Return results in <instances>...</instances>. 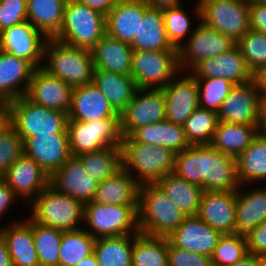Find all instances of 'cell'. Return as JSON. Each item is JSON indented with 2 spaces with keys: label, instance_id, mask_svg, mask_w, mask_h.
<instances>
[{
  "label": "cell",
  "instance_id": "cell-1",
  "mask_svg": "<svg viewBox=\"0 0 266 266\" xmlns=\"http://www.w3.org/2000/svg\"><path fill=\"white\" fill-rule=\"evenodd\" d=\"M186 215L156 183L139 185V233L152 237H168L184 221Z\"/></svg>",
  "mask_w": 266,
  "mask_h": 266
},
{
  "label": "cell",
  "instance_id": "cell-2",
  "mask_svg": "<svg viewBox=\"0 0 266 266\" xmlns=\"http://www.w3.org/2000/svg\"><path fill=\"white\" fill-rule=\"evenodd\" d=\"M121 150L123 168L131 176L136 174L133 177L139 184L156 183L174 172L175 153L169 148L136 142L125 136L121 137Z\"/></svg>",
  "mask_w": 266,
  "mask_h": 266
},
{
  "label": "cell",
  "instance_id": "cell-3",
  "mask_svg": "<svg viewBox=\"0 0 266 266\" xmlns=\"http://www.w3.org/2000/svg\"><path fill=\"white\" fill-rule=\"evenodd\" d=\"M44 59L48 64H43V68L72 88L93 83L95 68L91 50L50 38L44 46Z\"/></svg>",
  "mask_w": 266,
  "mask_h": 266
},
{
  "label": "cell",
  "instance_id": "cell-4",
  "mask_svg": "<svg viewBox=\"0 0 266 266\" xmlns=\"http://www.w3.org/2000/svg\"><path fill=\"white\" fill-rule=\"evenodd\" d=\"M30 218L62 231H74L83 221L84 204L50 184L32 201Z\"/></svg>",
  "mask_w": 266,
  "mask_h": 266
},
{
  "label": "cell",
  "instance_id": "cell-5",
  "mask_svg": "<svg viewBox=\"0 0 266 266\" xmlns=\"http://www.w3.org/2000/svg\"><path fill=\"white\" fill-rule=\"evenodd\" d=\"M106 34V16L74 0H67L63 23L54 37L71 46L91 50Z\"/></svg>",
  "mask_w": 266,
  "mask_h": 266
},
{
  "label": "cell",
  "instance_id": "cell-6",
  "mask_svg": "<svg viewBox=\"0 0 266 266\" xmlns=\"http://www.w3.org/2000/svg\"><path fill=\"white\" fill-rule=\"evenodd\" d=\"M12 126L23 139L45 134H68V114L48 109L26 96L11 101Z\"/></svg>",
  "mask_w": 266,
  "mask_h": 266
},
{
  "label": "cell",
  "instance_id": "cell-7",
  "mask_svg": "<svg viewBox=\"0 0 266 266\" xmlns=\"http://www.w3.org/2000/svg\"><path fill=\"white\" fill-rule=\"evenodd\" d=\"M92 237L138 234V206L105 205L90 201L84 204L83 222Z\"/></svg>",
  "mask_w": 266,
  "mask_h": 266
},
{
  "label": "cell",
  "instance_id": "cell-8",
  "mask_svg": "<svg viewBox=\"0 0 266 266\" xmlns=\"http://www.w3.org/2000/svg\"><path fill=\"white\" fill-rule=\"evenodd\" d=\"M67 133L71 156H80L106 147L121 148L119 118L86 122L68 120Z\"/></svg>",
  "mask_w": 266,
  "mask_h": 266
},
{
  "label": "cell",
  "instance_id": "cell-9",
  "mask_svg": "<svg viewBox=\"0 0 266 266\" xmlns=\"http://www.w3.org/2000/svg\"><path fill=\"white\" fill-rule=\"evenodd\" d=\"M178 50L132 53L131 77L141 89H163L178 73Z\"/></svg>",
  "mask_w": 266,
  "mask_h": 266
},
{
  "label": "cell",
  "instance_id": "cell-10",
  "mask_svg": "<svg viewBox=\"0 0 266 266\" xmlns=\"http://www.w3.org/2000/svg\"><path fill=\"white\" fill-rule=\"evenodd\" d=\"M194 9L195 16L199 19V25L190 31L186 42H183L178 49L180 71H183V68L191 70L200 61L228 52L236 46V41L230 36L206 26L200 20L199 2Z\"/></svg>",
  "mask_w": 266,
  "mask_h": 266
},
{
  "label": "cell",
  "instance_id": "cell-11",
  "mask_svg": "<svg viewBox=\"0 0 266 266\" xmlns=\"http://www.w3.org/2000/svg\"><path fill=\"white\" fill-rule=\"evenodd\" d=\"M200 20L234 41L250 30L249 0H199Z\"/></svg>",
  "mask_w": 266,
  "mask_h": 266
},
{
  "label": "cell",
  "instance_id": "cell-12",
  "mask_svg": "<svg viewBox=\"0 0 266 266\" xmlns=\"http://www.w3.org/2000/svg\"><path fill=\"white\" fill-rule=\"evenodd\" d=\"M164 120L166 104L162 89L138 88L131 102L119 114L121 137L130 136L139 127Z\"/></svg>",
  "mask_w": 266,
  "mask_h": 266
},
{
  "label": "cell",
  "instance_id": "cell-13",
  "mask_svg": "<svg viewBox=\"0 0 266 266\" xmlns=\"http://www.w3.org/2000/svg\"><path fill=\"white\" fill-rule=\"evenodd\" d=\"M28 20L0 32V50L43 67L44 46L47 38ZM44 38V39H43Z\"/></svg>",
  "mask_w": 266,
  "mask_h": 266
},
{
  "label": "cell",
  "instance_id": "cell-14",
  "mask_svg": "<svg viewBox=\"0 0 266 266\" xmlns=\"http://www.w3.org/2000/svg\"><path fill=\"white\" fill-rule=\"evenodd\" d=\"M73 88L43 67L34 70L26 97L37 105L68 114Z\"/></svg>",
  "mask_w": 266,
  "mask_h": 266
},
{
  "label": "cell",
  "instance_id": "cell-15",
  "mask_svg": "<svg viewBox=\"0 0 266 266\" xmlns=\"http://www.w3.org/2000/svg\"><path fill=\"white\" fill-rule=\"evenodd\" d=\"M196 79L224 78L233 84L253 80V74L237 46L230 51L204 59L191 69Z\"/></svg>",
  "mask_w": 266,
  "mask_h": 266
},
{
  "label": "cell",
  "instance_id": "cell-16",
  "mask_svg": "<svg viewBox=\"0 0 266 266\" xmlns=\"http://www.w3.org/2000/svg\"><path fill=\"white\" fill-rule=\"evenodd\" d=\"M259 97L254 80L235 84L217 112L219 122L256 125Z\"/></svg>",
  "mask_w": 266,
  "mask_h": 266
},
{
  "label": "cell",
  "instance_id": "cell-17",
  "mask_svg": "<svg viewBox=\"0 0 266 266\" xmlns=\"http://www.w3.org/2000/svg\"><path fill=\"white\" fill-rule=\"evenodd\" d=\"M166 104V120L184 125L189 116L199 107L196 78L190 74L173 78L163 89Z\"/></svg>",
  "mask_w": 266,
  "mask_h": 266
},
{
  "label": "cell",
  "instance_id": "cell-18",
  "mask_svg": "<svg viewBox=\"0 0 266 266\" xmlns=\"http://www.w3.org/2000/svg\"><path fill=\"white\" fill-rule=\"evenodd\" d=\"M99 182L84 170L77 156L67 161L50 176V185L57 191L86 204L93 200Z\"/></svg>",
  "mask_w": 266,
  "mask_h": 266
},
{
  "label": "cell",
  "instance_id": "cell-19",
  "mask_svg": "<svg viewBox=\"0 0 266 266\" xmlns=\"http://www.w3.org/2000/svg\"><path fill=\"white\" fill-rule=\"evenodd\" d=\"M24 155L33 159L51 176L71 156L68 134H45L23 141Z\"/></svg>",
  "mask_w": 266,
  "mask_h": 266
},
{
  "label": "cell",
  "instance_id": "cell-20",
  "mask_svg": "<svg viewBox=\"0 0 266 266\" xmlns=\"http://www.w3.org/2000/svg\"><path fill=\"white\" fill-rule=\"evenodd\" d=\"M237 191H204L197 216L221 234L235 233Z\"/></svg>",
  "mask_w": 266,
  "mask_h": 266
},
{
  "label": "cell",
  "instance_id": "cell-21",
  "mask_svg": "<svg viewBox=\"0 0 266 266\" xmlns=\"http://www.w3.org/2000/svg\"><path fill=\"white\" fill-rule=\"evenodd\" d=\"M6 184L19 197L31 202L50 184V176L24 154L3 174Z\"/></svg>",
  "mask_w": 266,
  "mask_h": 266
},
{
  "label": "cell",
  "instance_id": "cell-22",
  "mask_svg": "<svg viewBox=\"0 0 266 266\" xmlns=\"http://www.w3.org/2000/svg\"><path fill=\"white\" fill-rule=\"evenodd\" d=\"M221 235L197 215H190L167 238L178 248L211 257Z\"/></svg>",
  "mask_w": 266,
  "mask_h": 266
},
{
  "label": "cell",
  "instance_id": "cell-23",
  "mask_svg": "<svg viewBox=\"0 0 266 266\" xmlns=\"http://www.w3.org/2000/svg\"><path fill=\"white\" fill-rule=\"evenodd\" d=\"M102 118H119L103 93L93 83L73 88L68 120L86 122Z\"/></svg>",
  "mask_w": 266,
  "mask_h": 266
},
{
  "label": "cell",
  "instance_id": "cell-24",
  "mask_svg": "<svg viewBox=\"0 0 266 266\" xmlns=\"http://www.w3.org/2000/svg\"><path fill=\"white\" fill-rule=\"evenodd\" d=\"M148 8L144 0H118L106 15V34L131 44L138 33L139 20Z\"/></svg>",
  "mask_w": 266,
  "mask_h": 266
},
{
  "label": "cell",
  "instance_id": "cell-25",
  "mask_svg": "<svg viewBox=\"0 0 266 266\" xmlns=\"http://www.w3.org/2000/svg\"><path fill=\"white\" fill-rule=\"evenodd\" d=\"M35 69L30 62L0 50V98L12 101L25 96Z\"/></svg>",
  "mask_w": 266,
  "mask_h": 266
},
{
  "label": "cell",
  "instance_id": "cell-26",
  "mask_svg": "<svg viewBox=\"0 0 266 266\" xmlns=\"http://www.w3.org/2000/svg\"><path fill=\"white\" fill-rule=\"evenodd\" d=\"M23 221L1 228L0 235L7 244L13 266H39L33 240V220L29 217Z\"/></svg>",
  "mask_w": 266,
  "mask_h": 266
},
{
  "label": "cell",
  "instance_id": "cell-27",
  "mask_svg": "<svg viewBox=\"0 0 266 266\" xmlns=\"http://www.w3.org/2000/svg\"><path fill=\"white\" fill-rule=\"evenodd\" d=\"M91 52L95 70L131 75L133 49L130 44L105 34Z\"/></svg>",
  "mask_w": 266,
  "mask_h": 266
},
{
  "label": "cell",
  "instance_id": "cell-28",
  "mask_svg": "<svg viewBox=\"0 0 266 266\" xmlns=\"http://www.w3.org/2000/svg\"><path fill=\"white\" fill-rule=\"evenodd\" d=\"M242 187L237 176L236 158L225 155L207 144V177L204 191H237Z\"/></svg>",
  "mask_w": 266,
  "mask_h": 266
},
{
  "label": "cell",
  "instance_id": "cell-29",
  "mask_svg": "<svg viewBox=\"0 0 266 266\" xmlns=\"http://www.w3.org/2000/svg\"><path fill=\"white\" fill-rule=\"evenodd\" d=\"M139 183L124 168L99 182L93 198L98 204L138 206Z\"/></svg>",
  "mask_w": 266,
  "mask_h": 266
},
{
  "label": "cell",
  "instance_id": "cell-30",
  "mask_svg": "<svg viewBox=\"0 0 266 266\" xmlns=\"http://www.w3.org/2000/svg\"><path fill=\"white\" fill-rule=\"evenodd\" d=\"M237 190L235 233L246 235L266 220V188Z\"/></svg>",
  "mask_w": 266,
  "mask_h": 266
},
{
  "label": "cell",
  "instance_id": "cell-31",
  "mask_svg": "<svg viewBox=\"0 0 266 266\" xmlns=\"http://www.w3.org/2000/svg\"><path fill=\"white\" fill-rule=\"evenodd\" d=\"M130 137L136 142L164 146L175 154L190 146L184 127L167 120L139 127Z\"/></svg>",
  "mask_w": 266,
  "mask_h": 266
},
{
  "label": "cell",
  "instance_id": "cell-32",
  "mask_svg": "<svg viewBox=\"0 0 266 266\" xmlns=\"http://www.w3.org/2000/svg\"><path fill=\"white\" fill-rule=\"evenodd\" d=\"M133 51L178 50L168 40L162 10L148 8L139 20L138 33L130 44Z\"/></svg>",
  "mask_w": 266,
  "mask_h": 266
},
{
  "label": "cell",
  "instance_id": "cell-33",
  "mask_svg": "<svg viewBox=\"0 0 266 266\" xmlns=\"http://www.w3.org/2000/svg\"><path fill=\"white\" fill-rule=\"evenodd\" d=\"M93 84L120 114L131 102L138 87L131 75L94 70Z\"/></svg>",
  "mask_w": 266,
  "mask_h": 266
},
{
  "label": "cell",
  "instance_id": "cell-34",
  "mask_svg": "<svg viewBox=\"0 0 266 266\" xmlns=\"http://www.w3.org/2000/svg\"><path fill=\"white\" fill-rule=\"evenodd\" d=\"M258 135L256 125L218 122L210 145L225 155L237 158Z\"/></svg>",
  "mask_w": 266,
  "mask_h": 266
},
{
  "label": "cell",
  "instance_id": "cell-35",
  "mask_svg": "<svg viewBox=\"0 0 266 266\" xmlns=\"http://www.w3.org/2000/svg\"><path fill=\"white\" fill-rule=\"evenodd\" d=\"M67 0H27L28 21L47 39L60 31Z\"/></svg>",
  "mask_w": 266,
  "mask_h": 266
},
{
  "label": "cell",
  "instance_id": "cell-36",
  "mask_svg": "<svg viewBox=\"0 0 266 266\" xmlns=\"http://www.w3.org/2000/svg\"><path fill=\"white\" fill-rule=\"evenodd\" d=\"M156 184L186 216L197 214L203 188L186 181L174 172L163 176Z\"/></svg>",
  "mask_w": 266,
  "mask_h": 266
},
{
  "label": "cell",
  "instance_id": "cell-37",
  "mask_svg": "<svg viewBox=\"0 0 266 266\" xmlns=\"http://www.w3.org/2000/svg\"><path fill=\"white\" fill-rule=\"evenodd\" d=\"M93 253L99 266H132L133 234L97 238Z\"/></svg>",
  "mask_w": 266,
  "mask_h": 266
},
{
  "label": "cell",
  "instance_id": "cell-38",
  "mask_svg": "<svg viewBox=\"0 0 266 266\" xmlns=\"http://www.w3.org/2000/svg\"><path fill=\"white\" fill-rule=\"evenodd\" d=\"M179 177L203 188L207 177V144L190 145L175 154V169Z\"/></svg>",
  "mask_w": 266,
  "mask_h": 266
},
{
  "label": "cell",
  "instance_id": "cell-39",
  "mask_svg": "<svg viewBox=\"0 0 266 266\" xmlns=\"http://www.w3.org/2000/svg\"><path fill=\"white\" fill-rule=\"evenodd\" d=\"M236 161L240 185L266 179V137L258 135Z\"/></svg>",
  "mask_w": 266,
  "mask_h": 266
},
{
  "label": "cell",
  "instance_id": "cell-40",
  "mask_svg": "<svg viewBox=\"0 0 266 266\" xmlns=\"http://www.w3.org/2000/svg\"><path fill=\"white\" fill-rule=\"evenodd\" d=\"M132 266H168V238L133 234Z\"/></svg>",
  "mask_w": 266,
  "mask_h": 266
},
{
  "label": "cell",
  "instance_id": "cell-41",
  "mask_svg": "<svg viewBox=\"0 0 266 266\" xmlns=\"http://www.w3.org/2000/svg\"><path fill=\"white\" fill-rule=\"evenodd\" d=\"M77 157L84 170L98 182L114 176L123 168L121 148L106 147Z\"/></svg>",
  "mask_w": 266,
  "mask_h": 266
},
{
  "label": "cell",
  "instance_id": "cell-42",
  "mask_svg": "<svg viewBox=\"0 0 266 266\" xmlns=\"http://www.w3.org/2000/svg\"><path fill=\"white\" fill-rule=\"evenodd\" d=\"M96 238L84 228L63 231L59 248V266H75L94 252Z\"/></svg>",
  "mask_w": 266,
  "mask_h": 266
},
{
  "label": "cell",
  "instance_id": "cell-43",
  "mask_svg": "<svg viewBox=\"0 0 266 266\" xmlns=\"http://www.w3.org/2000/svg\"><path fill=\"white\" fill-rule=\"evenodd\" d=\"M63 231L33 221V240L39 266H59V248Z\"/></svg>",
  "mask_w": 266,
  "mask_h": 266
},
{
  "label": "cell",
  "instance_id": "cell-44",
  "mask_svg": "<svg viewBox=\"0 0 266 266\" xmlns=\"http://www.w3.org/2000/svg\"><path fill=\"white\" fill-rule=\"evenodd\" d=\"M218 122L216 111L198 107L183 125L190 145L210 144Z\"/></svg>",
  "mask_w": 266,
  "mask_h": 266
},
{
  "label": "cell",
  "instance_id": "cell-45",
  "mask_svg": "<svg viewBox=\"0 0 266 266\" xmlns=\"http://www.w3.org/2000/svg\"><path fill=\"white\" fill-rule=\"evenodd\" d=\"M248 254L245 236L242 234H222L211 255L212 266H230Z\"/></svg>",
  "mask_w": 266,
  "mask_h": 266
},
{
  "label": "cell",
  "instance_id": "cell-46",
  "mask_svg": "<svg viewBox=\"0 0 266 266\" xmlns=\"http://www.w3.org/2000/svg\"><path fill=\"white\" fill-rule=\"evenodd\" d=\"M236 46L253 75L266 67V34L250 29L236 42Z\"/></svg>",
  "mask_w": 266,
  "mask_h": 266
},
{
  "label": "cell",
  "instance_id": "cell-47",
  "mask_svg": "<svg viewBox=\"0 0 266 266\" xmlns=\"http://www.w3.org/2000/svg\"><path fill=\"white\" fill-rule=\"evenodd\" d=\"M198 86L199 107L218 112L223 101L235 85L224 78L196 79Z\"/></svg>",
  "mask_w": 266,
  "mask_h": 266
},
{
  "label": "cell",
  "instance_id": "cell-48",
  "mask_svg": "<svg viewBox=\"0 0 266 266\" xmlns=\"http://www.w3.org/2000/svg\"><path fill=\"white\" fill-rule=\"evenodd\" d=\"M181 7L182 5H179L162 10L168 40L176 49L182 45L184 37L187 38V32L192 25L189 16Z\"/></svg>",
  "mask_w": 266,
  "mask_h": 266
},
{
  "label": "cell",
  "instance_id": "cell-49",
  "mask_svg": "<svg viewBox=\"0 0 266 266\" xmlns=\"http://www.w3.org/2000/svg\"><path fill=\"white\" fill-rule=\"evenodd\" d=\"M23 139L11 125L0 133V177L24 154Z\"/></svg>",
  "mask_w": 266,
  "mask_h": 266
},
{
  "label": "cell",
  "instance_id": "cell-50",
  "mask_svg": "<svg viewBox=\"0 0 266 266\" xmlns=\"http://www.w3.org/2000/svg\"><path fill=\"white\" fill-rule=\"evenodd\" d=\"M27 19V0H0V32Z\"/></svg>",
  "mask_w": 266,
  "mask_h": 266
},
{
  "label": "cell",
  "instance_id": "cell-51",
  "mask_svg": "<svg viewBox=\"0 0 266 266\" xmlns=\"http://www.w3.org/2000/svg\"><path fill=\"white\" fill-rule=\"evenodd\" d=\"M168 266H212L211 257L174 246L168 240Z\"/></svg>",
  "mask_w": 266,
  "mask_h": 266
},
{
  "label": "cell",
  "instance_id": "cell-52",
  "mask_svg": "<svg viewBox=\"0 0 266 266\" xmlns=\"http://www.w3.org/2000/svg\"><path fill=\"white\" fill-rule=\"evenodd\" d=\"M249 254H266V220L245 235Z\"/></svg>",
  "mask_w": 266,
  "mask_h": 266
},
{
  "label": "cell",
  "instance_id": "cell-53",
  "mask_svg": "<svg viewBox=\"0 0 266 266\" xmlns=\"http://www.w3.org/2000/svg\"><path fill=\"white\" fill-rule=\"evenodd\" d=\"M250 29L266 34V2L249 0Z\"/></svg>",
  "mask_w": 266,
  "mask_h": 266
},
{
  "label": "cell",
  "instance_id": "cell-54",
  "mask_svg": "<svg viewBox=\"0 0 266 266\" xmlns=\"http://www.w3.org/2000/svg\"><path fill=\"white\" fill-rule=\"evenodd\" d=\"M17 195L6 184L5 180L0 177V217L9 210L11 203L16 200Z\"/></svg>",
  "mask_w": 266,
  "mask_h": 266
},
{
  "label": "cell",
  "instance_id": "cell-55",
  "mask_svg": "<svg viewBox=\"0 0 266 266\" xmlns=\"http://www.w3.org/2000/svg\"><path fill=\"white\" fill-rule=\"evenodd\" d=\"M96 10L105 16L115 7L118 0H74Z\"/></svg>",
  "mask_w": 266,
  "mask_h": 266
},
{
  "label": "cell",
  "instance_id": "cell-56",
  "mask_svg": "<svg viewBox=\"0 0 266 266\" xmlns=\"http://www.w3.org/2000/svg\"><path fill=\"white\" fill-rule=\"evenodd\" d=\"M12 125L11 101L0 98V133Z\"/></svg>",
  "mask_w": 266,
  "mask_h": 266
},
{
  "label": "cell",
  "instance_id": "cell-57",
  "mask_svg": "<svg viewBox=\"0 0 266 266\" xmlns=\"http://www.w3.org/2000/svg\"><path fill=\"white\" fill-rule=\"evenodd\" d=\"M256 126L259 135L266 137V96L259 97Z\"/></svg>",
  "mask_w": 266,
  "mask_h": 266
},
{
  "label": "cell",
  "instance_id": "cell-58",
  "mask_svg": "<svg viewBox=\"0 0 266 266\" xmlns=\"http://www.w3.org/2000/svg\"><path fill=\"white\" fill-rule=\"evenodd\" d=\"M144 1L150 8L159 9V10L174 8L181 5L182 3L180 0H144Z\"/></svg>",
  "mask_w": 266,
  "mask_h": 266
},
{
  "label": "cell",
  "instance_id": "cell-59",
  "mask_svg": "<svg viewBox=\"0 0 266 266\" xmlns=\"http://www.w3.org/2000/svg\"><path fill=\"white\" fill-rule=\"evenodd\" d=\"M260 96H266V67H263L253 75Z\"/></svg>",
  "mask_w": 266,
  "mask_h": 266
},
{
  "label": "cell",
  "instance_id": "cell-60",
  "mask_svg": "<svg viewBox=\"0 0 266 266\" xmlns=\"http://www.w3.org/2000/svg\"><path fill=\"white\" fill-rule=\"evenodd\" d=\"M0 266H13L5 240L0 235Z\"/></svg>",
  "mask_w": 266,
  "mask_h": 266
},
{
  "label": "cell",
  "instance_id": "cell-61",
  "mask_svg": "<svg viewBox=\"0 0 266 266\" xmlns=\"http://www.w3.org/2000/svg\"><path fill=\"white\" fill-rule=\"evenodd\" d=\"M230 266H258V255L248 253L243 259Z\"/></svg>",
  "mask_w": 266,
  "mask_h": 266
},
{
  "label": "cell",
  "instance_id": "cell-62",
  "mask_svg": "<svg viewBox=\"0 0 266 266\" xmlns=\"http://www.w3.org/2000/svg\"><path fill=\"white\" fill-rule=\"evenodd\" d=\"M75 266H99L96 260V257L93 254L88 256L87 258H84L82 261L77 263Z\"/></svg>",
  "mask_w": 266,
  "mask_h": 266
},
{
  "label": "cell",
  "instance_id": "cell-63",
  "mask_svg": "<svg viewBox=\"0 0 266 266\" xmlns=\"http://www.w3.org/2000/svg\"><path fill=\"white\" fill-rule=\"evenodd\" d=\"M258 266H266V254L258 255Z\"/></svg>",
  "mask_w": 266,
  "mask_h": 266
}]
</instances>
